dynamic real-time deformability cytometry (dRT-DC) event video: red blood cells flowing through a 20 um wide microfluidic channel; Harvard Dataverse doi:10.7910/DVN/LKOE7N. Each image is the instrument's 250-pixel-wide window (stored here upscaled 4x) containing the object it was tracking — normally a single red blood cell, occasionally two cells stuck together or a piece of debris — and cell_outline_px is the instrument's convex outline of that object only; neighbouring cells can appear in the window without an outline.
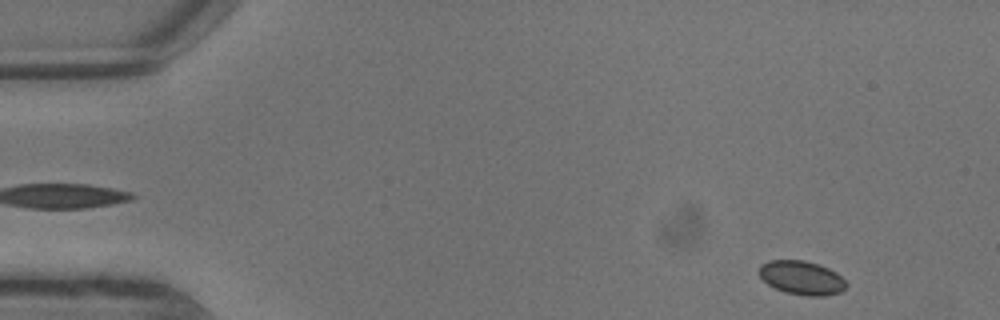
{"species": "common noctule bat (a hibernating species)", "species_latin": "Nyctalus noctula", "temperature_condition": "warm", "stored_images_in_passage": 7, "segment_of_instrument_passage": [2, 2], "camera_frame_rate_fps": 3000, "um_per_image_px": 0.085, "animal": {"sex": "male", "body_mass_g": 13.3}, "frame": {"image": 1, "passage_image": 7, "time_ms": 2.0, "image_size_px": [1000, 320], "cell_outline_px": [[848, 284], [840, 292], [824, 296], [804, 296], [784, 292], [768, 284], [760, 276], [760, 264], [768, 260], [804, 260], [828, 268], [836, 272]], "centroid_in_image_um": [68.14, 23.61], "position_along_channel_um": 16.9, "area_um2": 17.11}}